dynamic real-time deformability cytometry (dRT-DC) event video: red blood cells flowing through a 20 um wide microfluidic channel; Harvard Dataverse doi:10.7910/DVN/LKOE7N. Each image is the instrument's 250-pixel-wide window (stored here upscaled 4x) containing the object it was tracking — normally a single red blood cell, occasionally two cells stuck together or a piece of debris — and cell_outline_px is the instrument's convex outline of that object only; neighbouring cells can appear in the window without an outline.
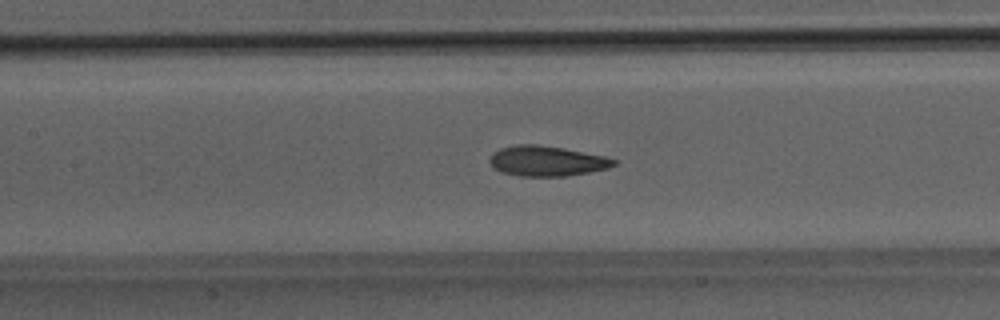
{"species": "Egyptian fruit bat (a non-hibernating species)", "species_latin": "Rousettus aegyptiacus", "temperature_condition": "room temperature", "stored_images_in_passage": 49, "camera_frame_rate_fps": 3000, "um_per_image_px": 0.085, "animal": {"sex": "male"}, "frame": {"image": 1, "passage_image": 22, "time_ms": 7.0, "image_size_px": [1000, 320], "cell_outline_px": [[616, 164], [608, 168], [568, 176], [520, 176], [500, 172], [492, 168], [488, 160], [492, 152], [500, 148], [520, 144], [536, 144], [564, 148], [604, 156], [616, 160]], "centroid_in_image_um": [46.42, 13.69], "position_along_channel_um": 161.0, "area_um2": 21.96}}
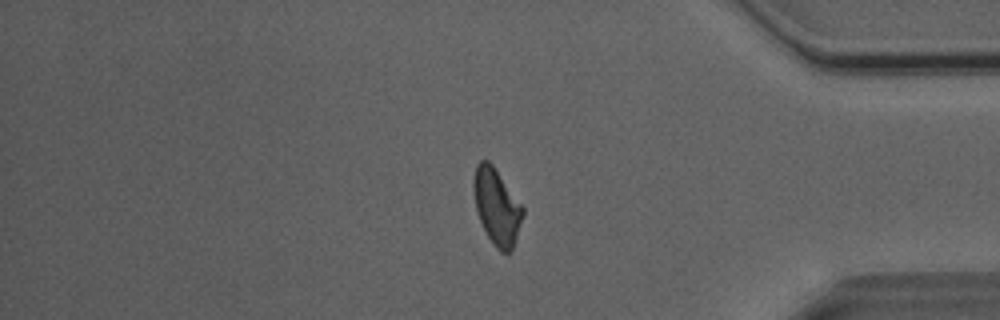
{"frame": {"image": 2, "passage_image": 41, "time_ms": 13.333, "image_size_px": [1000, 320], "cell_outline_px": [[524, 216], [512, 248], [508, 252], [500, 252], [492, 244], [480, 220], [476, 208], [472, 188], [472, 180], [476, 164], [480, 160], [488, 160], [492, 164], [524, 208]], "centroid_in_image_um": [42.2, 17.54], "position_along_channel_um": 393.0, "area_um2": 21.68}}
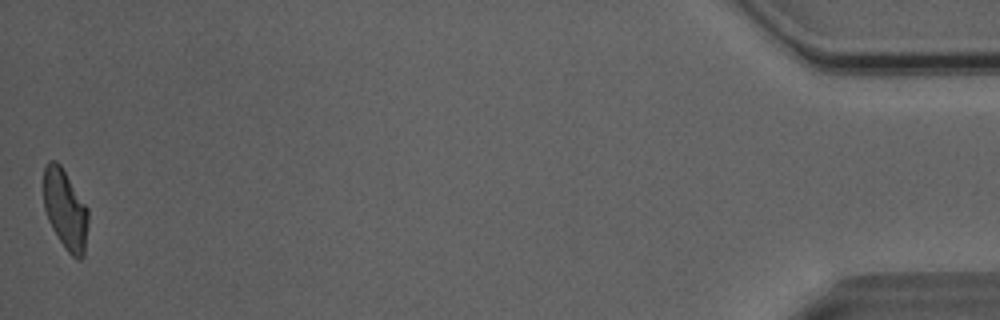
{"frame": {"image": 3, "passage_image": 49, "time_ms": 16.0, "image_size_px": [1000, 320], "cell_outline_px": [[88, 224], [84, 256], [80, 260], [76, 260], [64, 248], [52, 228], [48, 220], [44, 208], [44, 168], [48, 160], [56, 160], [60, 164], [88, 208]], "centroid_in_image_um": [5.56, 17.83], "position_along_channel_um": 429.6, "area_um2": 20.92}, "authors_computed_cell_mechanics": {"area_um2": 22.0218, "velocity_mm_per_s": 4.0551, "shape_relaxation_time_tau1_ms": 7.24, "shape_relaxation_time_tau2_ms": 2.139, "deformation_change_tau1": 0.207, "deformation_change_tau2": 0.0904}}